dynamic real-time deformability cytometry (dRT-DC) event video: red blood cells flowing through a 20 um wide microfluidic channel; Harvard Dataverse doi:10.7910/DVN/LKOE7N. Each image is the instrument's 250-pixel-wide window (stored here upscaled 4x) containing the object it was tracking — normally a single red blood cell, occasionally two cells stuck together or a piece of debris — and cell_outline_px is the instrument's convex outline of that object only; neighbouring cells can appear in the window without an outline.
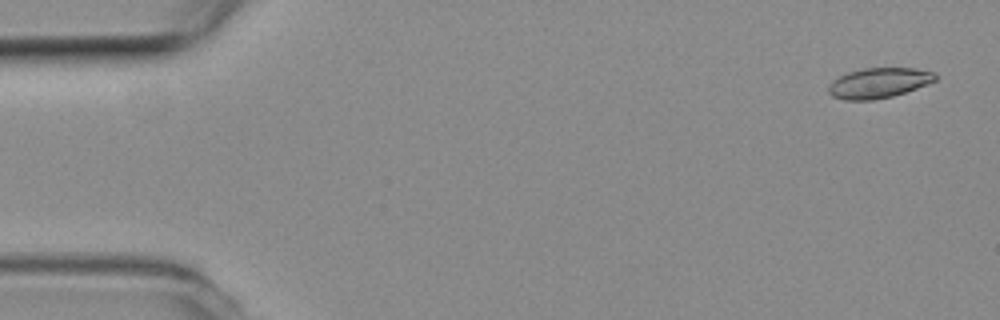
{"species": "common noctule bat (a hibernating species)", "species_latin": "Nyctalus noctula", "temperature_condition": "room temperature", "stored_images_in_passage": 53, "camera_frame_rate_fps": 3000, "um_per_image_px": 0.085, "animal": {"sex": "female", "body_mass_g": 19.3, "forearm_length_mm": 54.1}, "frame": {"image": 1, "passage_image": 2, "time_ms": 0.333, "image_size_px": [1000, 320], "cell_outline_px": [[936, 80], [916, 88], [892, 96], [872, 100], [844, 100], [832, 96], [828, 92], [828, 84], [832, 80], [848, 72], [864, 68], [916, 68], [936, 72]], "centroid_in_image_um": [74.67, 7.04], "position_along_channel_um": 10.3, "area_um2": 18.79}}
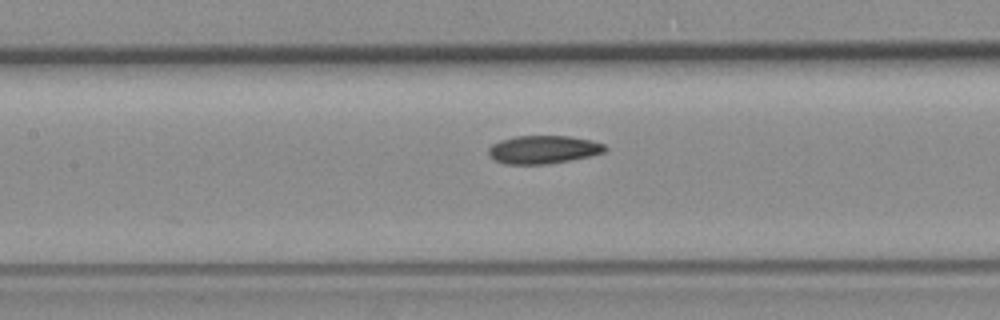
{"frame": {"image": 2, "passage_image": 24, "time_ms": 7.667, "image_size_px": [1000, 320], "cell_outline_px": [[608, 148], [604, 152], [592, 156], [548, 164], [504, 164], [496, 160], [488, 152], [488, 148], [492, 144], [500, 140], [516, 136], [568, 136], [592, 140], [604, 144]], "centroid_in_image_um": [46.21, 12.71], "position_along_channel_um": 161.2, "area_um2": 19.13}}
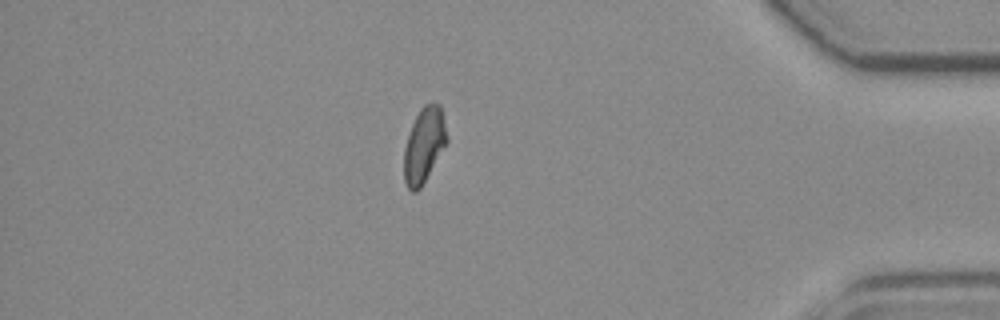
{"frame": {"image": 3, "passage_image": 46, "time_ms": 15.0, "image_size_px": [1000, 320], "cell_outline_px": [[448, 140], [420, 188], [416, 192], [412, 192], [408, 188], [404, 180], [404, 148], [412, 124], [420, 108], [424, 104], [440, 104], [448, 136]], "centroid_in_image_um": [36.04, 12.33], "position_along_channel_um": 399.2, "area_um2": 18.44}, "authors_computed_cell_mechanics": {"area_um2": 19.074, "velocity_mm_per_s": 3.8197, "shape_relaxation_time_tau1_ms": 7.9937, "shape_relaxation_time_tau2_ms": 6.1066, "deformation_change_tau1": 0.1872, "deformation_change_tau2": 0.1216}}